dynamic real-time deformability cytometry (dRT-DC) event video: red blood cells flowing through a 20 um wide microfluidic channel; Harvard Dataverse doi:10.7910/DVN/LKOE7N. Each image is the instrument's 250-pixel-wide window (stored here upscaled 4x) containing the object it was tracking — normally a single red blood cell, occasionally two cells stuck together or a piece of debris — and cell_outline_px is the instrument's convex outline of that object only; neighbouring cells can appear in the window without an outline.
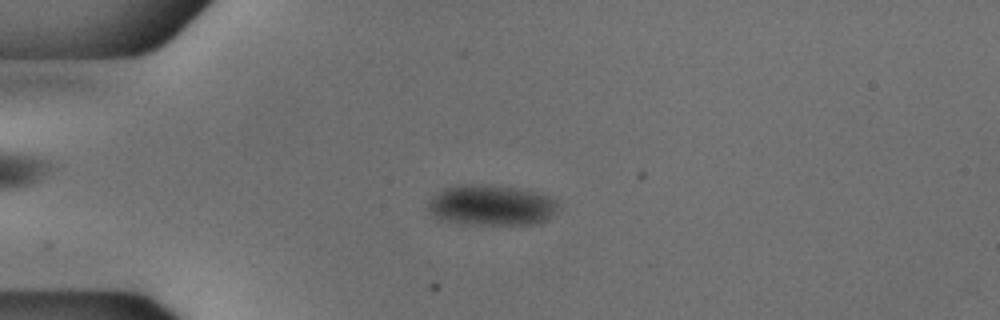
{"species": "common noctule bat (a hibernating species)", "species_latin": "Nyctalus noctula", "temperature_condition": "cold", "stored_images_in_passage": 42, "camera_frame_rate_fps": 3000, "um_per_image_px": 0.085, "animal": {"sex": "male", "body_mass_g": 18.8}, "frame": {"image": 1, "passage_image": 2, "time_ms": 0.333, "image_size_px": [1000, 320], "cell_outline_px": [[560, 208], [544, 220], [532, 224], [460, 224], [440, 220], [428, 208], [428, 200], [444, 188], [460, 184], [492, 184], [516, 188], [536, 192], [548, 196], [556, 200]], "centroid_in_image_um": [41.74, 17.43], "position_along_channel_um": 43.3, "area_um2": 30.81}}
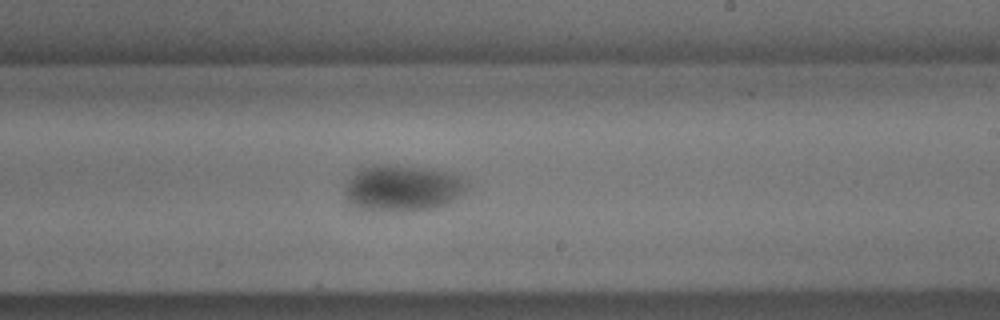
{"frame": {"image": 2, "passage_image": 21, "time_ms": 6.667, "image_size_px": [1000, 320], "cell_outline_px": [[468, 184], [464, 192], [448, 204], [432, 208], [404, 212], [384, 212], [352, 208], [348, 204], [344, 196], [344, 188], [348, 180], [360, 168], [376, 164], [396, 164], [432, 168], [456, 176], [464, 180]], "centroid_in_image_um": [34.13, 16.01], "position_along_channel_um": 254.9, "area_um2": 33.7}}
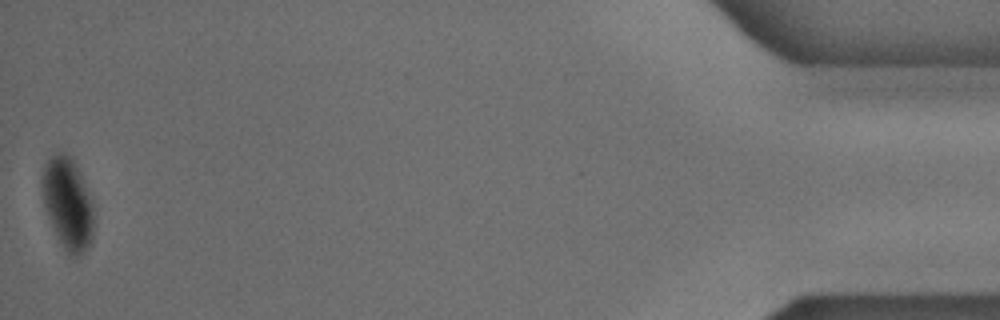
{"frame": {"image": 3, "passage_image": 42, "time_ms": 13.667, "image_size_px": [1000, 320], "cell_outline_px": [[96, 220], [92, 240], [88, 248], [80, 256], [68, 256], [56, 236], [48, 216], [44, 204], [40, 184], [40, 180], [44, 164], [56, 152], [64, 152], [72, 156], [80, 172], [92, 200], [96, 212]], "centroid_in_image_um": [5.79, 17.31], "position_along_channel_um": 429.4, "area_um2": 28.61}}